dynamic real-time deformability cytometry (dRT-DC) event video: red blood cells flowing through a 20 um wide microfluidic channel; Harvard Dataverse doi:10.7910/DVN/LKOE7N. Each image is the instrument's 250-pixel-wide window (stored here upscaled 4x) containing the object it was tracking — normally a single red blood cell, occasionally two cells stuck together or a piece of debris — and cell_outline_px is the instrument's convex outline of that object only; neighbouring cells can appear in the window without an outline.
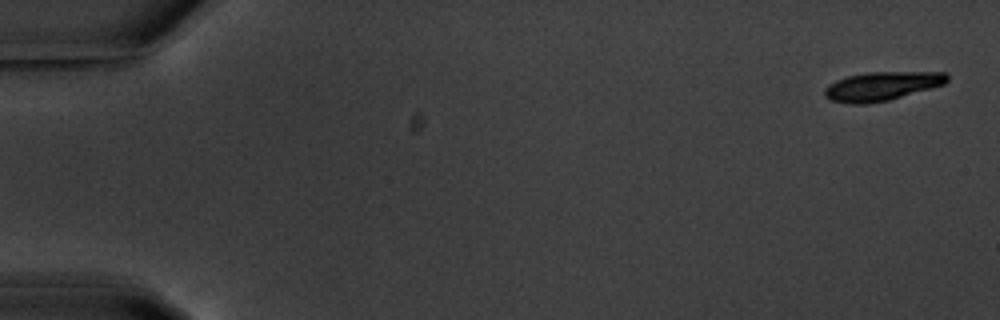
{"species": "common noctule bat (a hibernating species)", "species_latin": "Nyctalus noctula", "temperature_condition": "warm", "stored_images_in_passage": 6, "camera_frame_rate_fps": 3000, "um_per_image_px": 0.085, "animal": {"sex": "male", "body_mass_g": 20.1, "forearm_length_mm": 53.5}, "frame": {"image": 1, "passage_image": 1, "time_ms": 0.0, "image_size_px": [1000, 320], "cell_outline_px": [[948, 80], [944, 84], [888, 100], [868, 104], [848, 104], [832, 100], [824, 96], [824, 88], [828, 84], [836, 80], [848, 76], [868, 72], [944, 72], [948, 76]], "centroid_in_image_um": [74.91, 7.32], "position_along_channel_um": 10.1, "area_um2": 20.46}}
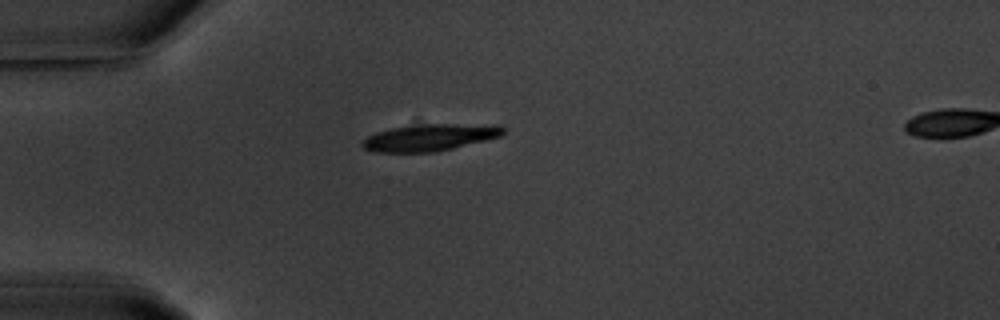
{"frame": {"image": 2, "passage_image": 5, "time_ms": 4.667, "image_size_px": [1000, 320], "cell_outline_px": [[504, 132], [500, 136], [436, 152], [376, 152], [364, 148], [360, 144], [360, 140], [376, 132], [392, 128], [428, 124], [500, 124], [504, 128]], "centroid_in_image_um": [36.52, 11.68], "position_along_channel_um": 48.5, "area_um2": 21.91}}